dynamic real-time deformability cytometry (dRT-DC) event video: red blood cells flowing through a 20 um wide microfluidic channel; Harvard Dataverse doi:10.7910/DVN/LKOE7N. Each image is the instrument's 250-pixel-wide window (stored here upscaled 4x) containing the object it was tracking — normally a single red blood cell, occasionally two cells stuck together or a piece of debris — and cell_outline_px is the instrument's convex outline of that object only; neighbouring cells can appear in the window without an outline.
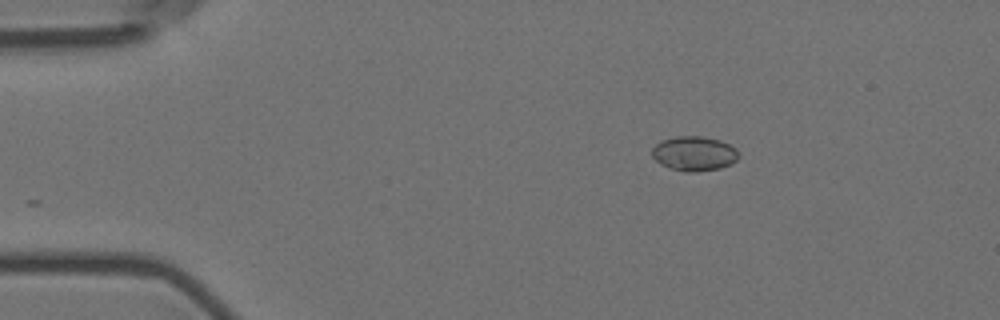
{"species": "Egyptian fruit bat (a non-hibernating species)", "species_latin": "Rousettus aegyptiacus", "temperature_condition": "room temperature", "stored_images_in_passage": 48, "camera_frame_rate_fps": 3000, "um_per_image_px": 0.085, "animal": {"sex": "female"}, "frame": {"image": 1, "passage_image": 1, "time_ms": 0.0, "image_size_px": [1000, 320], "cell_outline_px": [[740, 156], [732, 164], [720, 168], [692, 172], [684, 172], [660, 164], [652, 156], [652, 148], [660, 140], [676, 136], [700, 136], [720, 140], [736, 148]], "centroid_in_image_um": [59.01, 13.04], "position_along_channel_um": 26.0, "area_um2": 17.51}}
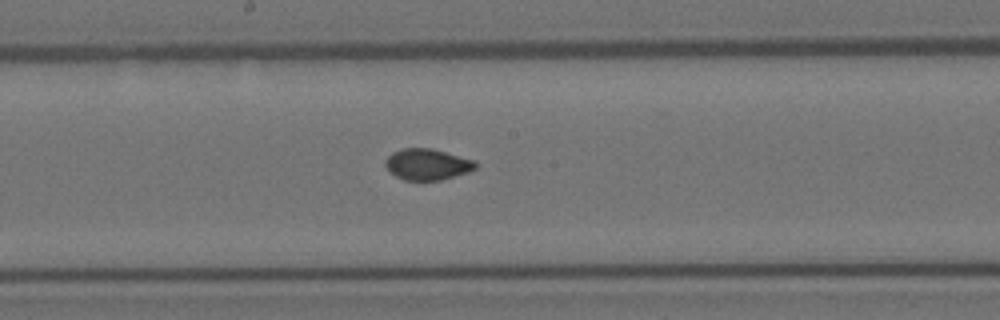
{"frame": {"image": 2, "passage_image": 22, "time_ms": 7.0, "image_size_px": [1000, 320], "cell_outline_px": [[476, 168], [468, 172], [440, 180], [404, 180], [396, 176], [384, 164], [384, 160], [392, 152], [404, 148], [432, 148], [476, 160]], "centroid_in_image_um": [36.33, 13.96], "position_along_channel_um": 211.9, "area_um2": 16.36}}
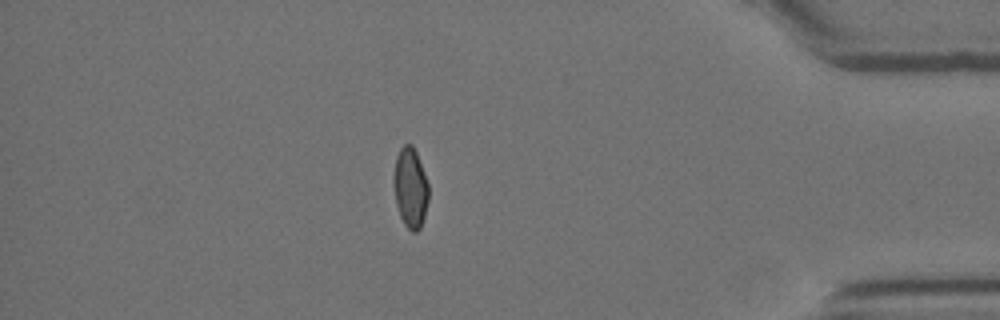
{"frame": {"image": 3, "passage_image": 41, "time_ms": 13.333, "image_size_px": [1000, 320], "cell_outline_px": [[428, 200], [424, 216], [420, 228], [416, 232], [412, 232], [404, 224], [400, 216], [396, 204], [392, 180], [396, 156], [400, 148], [404, 144], [412, 144], [416, 152], [428, 184]], "centroid_in_image_um": [34.86, 15.95], "position_along_channel_um": 400.3, "area_um2": 16.3}, "authors_computed_cell_mechanics": {"area_um2": 16.6753, "velocity_mm_per_s": 3.5747, "shape_relaxation_time_tau1_ms": 11.1656, "shape_relaxation_time_tau2_ms": null, "deformation_change_tau1": 0.1425, "deformation_change_tau2": null}}